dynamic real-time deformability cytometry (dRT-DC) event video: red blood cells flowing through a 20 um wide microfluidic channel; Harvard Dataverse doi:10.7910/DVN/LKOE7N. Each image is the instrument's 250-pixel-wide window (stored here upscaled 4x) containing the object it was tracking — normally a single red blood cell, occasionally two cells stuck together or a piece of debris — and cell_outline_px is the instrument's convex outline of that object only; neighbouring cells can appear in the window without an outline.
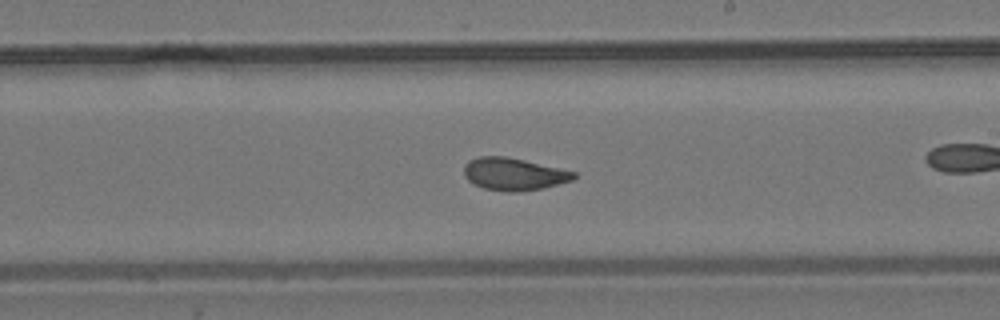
{"species": "common noctule bat (a hibernating species)", "species_latin": "Nyctalus noctula", "temperature_condition": "room temperature", "stored_images_in_passage": 43, "camera_frame_rate_fps": 3000, "um_per_image_px": 0.085, "animal": {"sex": "male", "body_mass_g": 19.2, "forearm_length_mm": 51.8}, "frame": {"image": 1, "passage_image": 25, "time_ms": 8.0, "image_size_px": [1000, 320], "cell_outline_px": [[576, 176], [572, 180], [544, 188], [516, 192], [504, 192], [484, 188], [468, 180], [464, 176], [464, 164], [468, 160], [480, 156], [504, 156], [524, 160], [576, 172]], "centroid_in_image_um": [43.65, 14.8], "position_along_channel_um": 245.4, "area_um2": 20.69}}
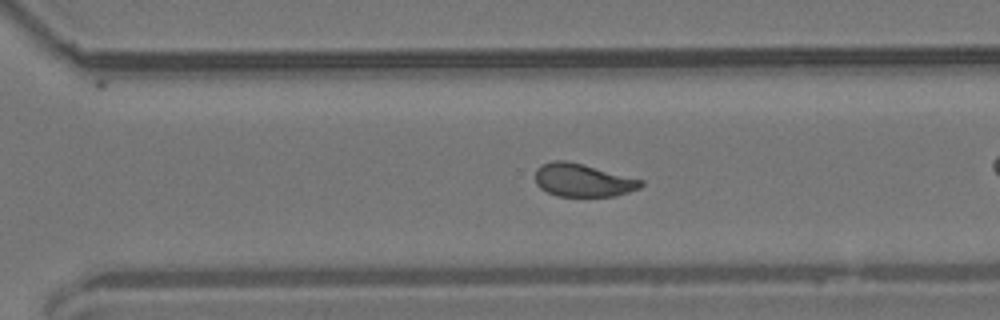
{"frame": {"image": 2, "passage_image": 31, "time_ms": 10.0, "image_size_px": [1000, 320], "cell_outline_px": [[644, 184], [640, 188], [616, 196], [556, 196], [540, 188], [536, 184], [536, 168], [540, 164], [552, 160], [568, 160], [584, 164], [644, 180]], "centroid_in_image_um": [49.54, 15.3], "position_along_channel_um": 321.1, "area_um2": 20.58}, "authors_computed_cell_mechanics": {"area_um2": 20.5768, "velocity_mm_per_s": 3.8114, "shape_relaxation_time_tau1_ms": null, "shape_relaxation_time_tau2_ms": 1.363, "deformation_change_tau1": null, "deformation_change_tau2": 0.0667}}